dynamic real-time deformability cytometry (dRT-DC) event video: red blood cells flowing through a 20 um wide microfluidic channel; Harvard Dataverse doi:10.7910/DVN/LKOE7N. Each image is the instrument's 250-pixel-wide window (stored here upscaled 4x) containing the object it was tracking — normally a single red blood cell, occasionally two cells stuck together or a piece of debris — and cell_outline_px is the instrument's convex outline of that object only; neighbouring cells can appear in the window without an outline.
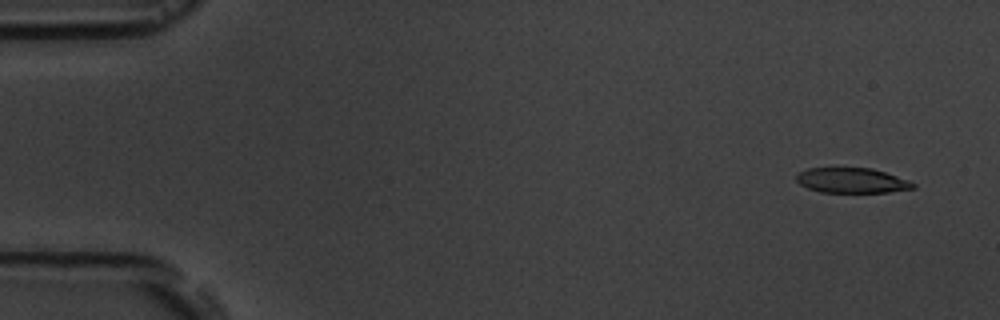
{"species": "common noctule bat (a hibernating species)", "species_latin": "Nyctalus noctula", "temperature_condition": "room temperature", "stored_images_in_passage": 4, "camera_frame_rate_fps": 3000, "um_per_image_px": 0.085, "animal": {"sex": "male", "body_mass_g": 19.5, "forearm_length_mm": 54.6}, "frame": {"image": 1, "passage_image": 1, "time_ms": 0.0, "image_size_px": [1000, 320], "cell_outline_px": [[916, 188], [888, 192], [820, 192], [808, 188], [800, 184], [796, 180], [796, 176], [800, 172], [808, 168], [872, 168], [908, 180], [916, 184]], "centroid_in_image_um": [72.41, 15.34], "position_along_channel_um": 12.6, "area_um2": 16.94}}